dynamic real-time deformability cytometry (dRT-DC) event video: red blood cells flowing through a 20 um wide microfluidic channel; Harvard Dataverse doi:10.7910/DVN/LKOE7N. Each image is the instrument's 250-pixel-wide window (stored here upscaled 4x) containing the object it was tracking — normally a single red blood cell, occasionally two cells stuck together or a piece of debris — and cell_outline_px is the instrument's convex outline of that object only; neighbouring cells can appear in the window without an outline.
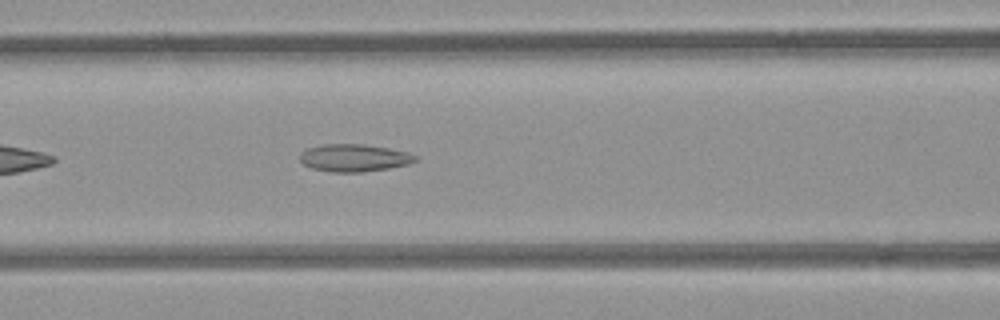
{"species": "common noctule bat (a hibernating species)", "species_latin": "Nyctalus noctula", "temperature_condition": "room temperature", "stored_images_in_passage": 39, "camera_frame_rate_fps": 3000, "um_per_image_px": 0.085, "animal": {"sex": "female", "body_mass_g": 21.9}, "frame": {"image": 1, "passage_image": 9, "time_ms": 2.667, "image_size_px": [1000, 320], "cell_outline_px": [[416, 160], [408, 164], [388, 168], [360, 172], [332, 172], [312, 168], [304, 164], [300, 160], [300, 152], [308, 148], [324, 144], [364, 144], [388, 148], [408, 152], [416, 156]], "centroid_in_image_um": [30.08, 13.41], "position_along_channel_um": 136.5, "area_um2": 18.32}}
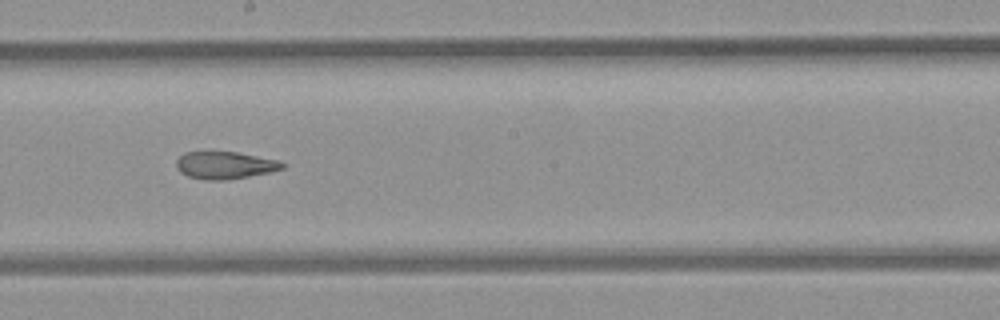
{"frame": {"image": 2, "passage_image": 16, "time_ms": 5.0, "image_size_px": [1000, 320], "cell_outline_px": [[284, 168], [272, 172], [224, 180], [204, 180], [188, 176], [180, 172], [176, 168], [176, 160], [184, 152], [236, 152], [276, 160], [284, 164]], "centroid_in_image_um": [19.08, 14.05], "position_along_channel_um": 229.1, "area_um2": 16.76}}
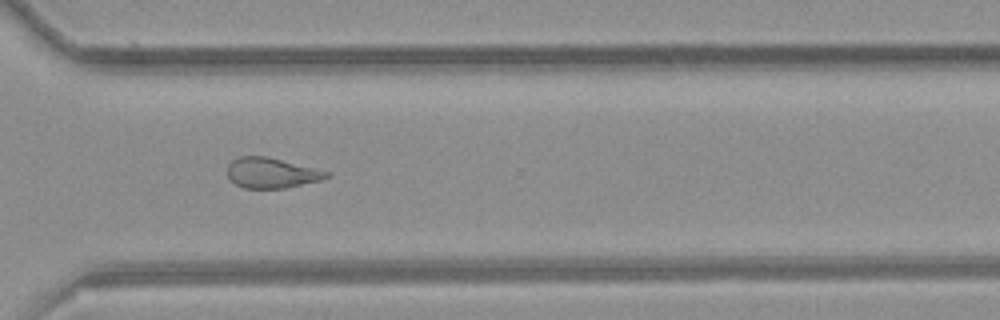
{"frame": {"image": 3, "passage_image": 25, "time_ms": 8.0, "image_size_px": [1000, 320], "cell_outline_px": [[332, 176], [320, 180], [284, 188], [244, 188], [236, 184], [228, 176], [228, 164], [232, 160], [240, 156], [268, 156], [332, 172]], "centroid_in_image_um": [23.12, 14.68], "position_along_channel_um": 347.5, "area_um2": 17.57}, "authors_computed_cell_mechanics": {"area_um2": 18.5538, "velocity_mm_per_s": 3.9608, "shape_relaxation_time_tau1_ms": null, "shape_relaxation_time_tau2_ms": 3.3582, "deformation_change_tau1": null, "deformation_change_tau2": 0.1169}}